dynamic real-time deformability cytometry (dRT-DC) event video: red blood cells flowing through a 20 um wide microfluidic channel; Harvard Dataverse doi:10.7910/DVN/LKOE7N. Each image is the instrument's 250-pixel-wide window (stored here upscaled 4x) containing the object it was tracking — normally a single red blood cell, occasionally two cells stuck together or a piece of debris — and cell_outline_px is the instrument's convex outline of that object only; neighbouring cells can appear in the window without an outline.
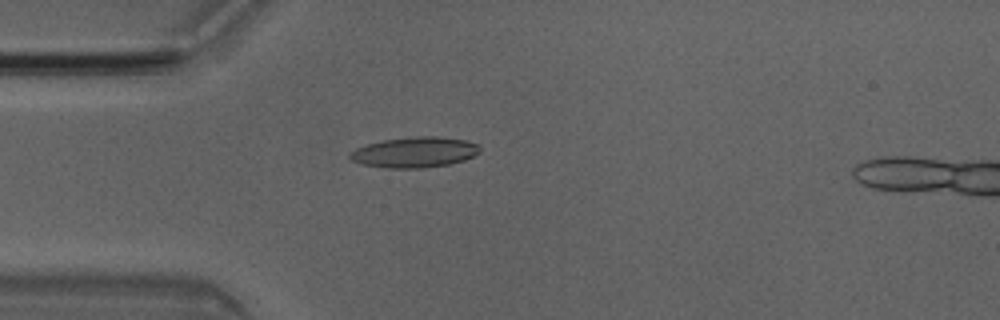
{"species": "Egyptian fruit bat (a non-hibernating species)", "species_latin": "Rousettus aegyptiacus", "temperature_condition": "room temperature", "stored_images_in_passage": 2, "camera_frame_rate_fps": 3000, "um_per_image_px": 0.085, "animal": {"sex": "male"}, "frame": {"image": 1, "passage_image": 2, "time_ms": 0.333, "image_size_px": [1000, 320], "cell_outline_px": [[480, 152], [464, 160], [448, 164], [424, 168], [388, 168], [360, 164], [352, 160], [348, 156], [356, 148], [368, 144], [384, 140], [416, 136], [436, 136], [464, 140], [476, 144], [480, 148]], "centroid_in_image_um": [35.23, 12.95], "position_along_channel_um": 49.8, "area_um2": 22.89}}